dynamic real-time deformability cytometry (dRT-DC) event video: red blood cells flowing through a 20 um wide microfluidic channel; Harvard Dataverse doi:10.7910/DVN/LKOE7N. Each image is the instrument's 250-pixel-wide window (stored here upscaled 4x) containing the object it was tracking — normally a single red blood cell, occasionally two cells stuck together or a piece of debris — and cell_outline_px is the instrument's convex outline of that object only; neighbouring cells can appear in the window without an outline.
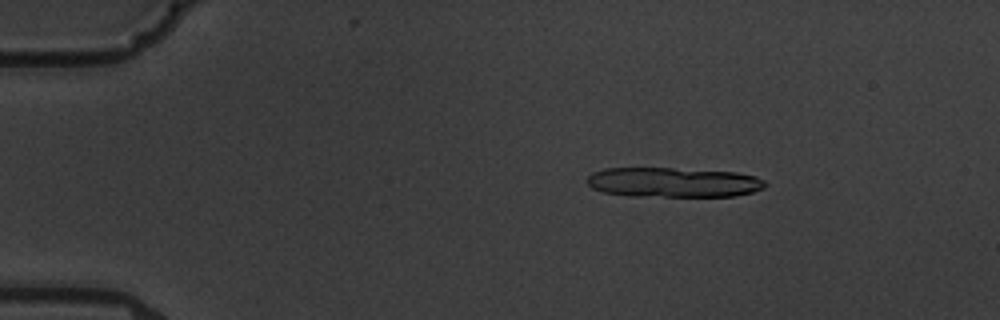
{"species": "common noctule bat (a hibernating species)", "species_latin": "Nyctalus noctula", "temperature_condition": "warm", "stored_images_in_passage": 5, "camera_frame_rate_fps": 3000, "um_per_image_px": 0.085, "animal": {"sex": "male", "body_mass_g": 19.5, "forearm_length_mm": 54.6}, "frame": {"image": 1, "passage_image": 3, "time_ms": 2.333, "image_size_px": [1000, 320], "cell_outline_px": [[768, 184], [764, 188], [752, 192], [736, 196], [628, 196], [604, 192], [592, 188], [584, 180], [592, 172], [604, 168], [672, 168], [736, 172], [756, 176], [764, 180]], "centroid_in_image_um": [57.22, 15.49], "position_along_channel_um": 27.8, "area_um2": 31.21}}